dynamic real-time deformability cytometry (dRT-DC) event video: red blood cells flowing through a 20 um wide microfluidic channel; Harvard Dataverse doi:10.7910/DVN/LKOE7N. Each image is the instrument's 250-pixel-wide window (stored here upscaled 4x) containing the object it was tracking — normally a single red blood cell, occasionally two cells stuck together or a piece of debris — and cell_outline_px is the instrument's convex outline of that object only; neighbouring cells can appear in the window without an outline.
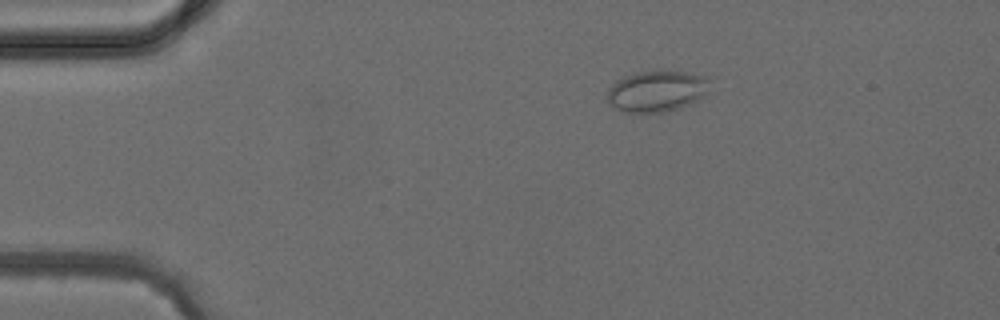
{"species": "common noctule bat (a hibernating species)", "species_latin": "Nyctalus noctula", "temperature_condition": "cold", "stored_images_in_passage": 5, "camera_frame_rate_fps": 3000, "um_per_image_px": 0.085, "animal": {"sex": "female", "body_mass_g": 24.6, "forearm_length_mm": 56.2}, "frame": {"image": 1, "passage_image": 3, "time_ms": 2.333, "image_size_px": [1000, 320], "cell_outline_px": [[708, 92], [676, 108], [664, 112], [628, 112], [616, 108], [608, 100], [608, 92], [612, 84], [616, 80], [624, 76], [640, 72], [684, 72], [704, 76], [708, 80]], "centroid_in_image_um": [55.77, 7.74], "position_along_channel_um": 29.2, "area_um2": 23.52}}
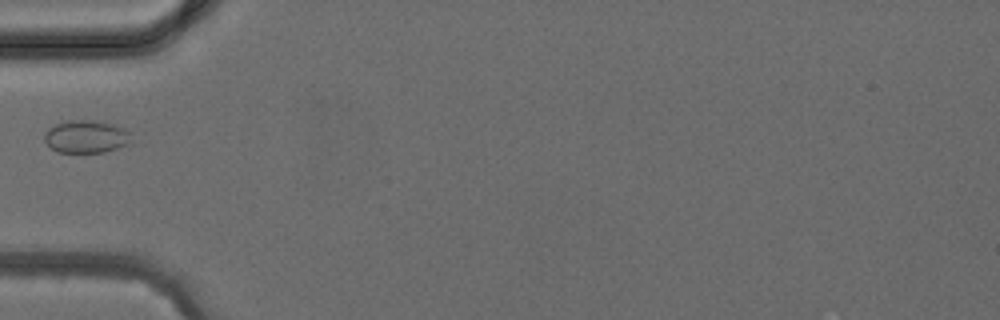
{"frame": {"image": 2, "passage_image": 5, "time_ms": 4.667, "image_size_px": [1000, 320], "cell_outline_px": [[132, 132], [128, 144], [104, 152], [56, 152], [44, 140], [44, 132], [48, 128], [56, 124], [68, 120], [92, 120], [116, 124]], "centroid_in_image_um": [7.33, 11.6], "position_along_channel_um": 77.7, "area_um2": 16.65}}